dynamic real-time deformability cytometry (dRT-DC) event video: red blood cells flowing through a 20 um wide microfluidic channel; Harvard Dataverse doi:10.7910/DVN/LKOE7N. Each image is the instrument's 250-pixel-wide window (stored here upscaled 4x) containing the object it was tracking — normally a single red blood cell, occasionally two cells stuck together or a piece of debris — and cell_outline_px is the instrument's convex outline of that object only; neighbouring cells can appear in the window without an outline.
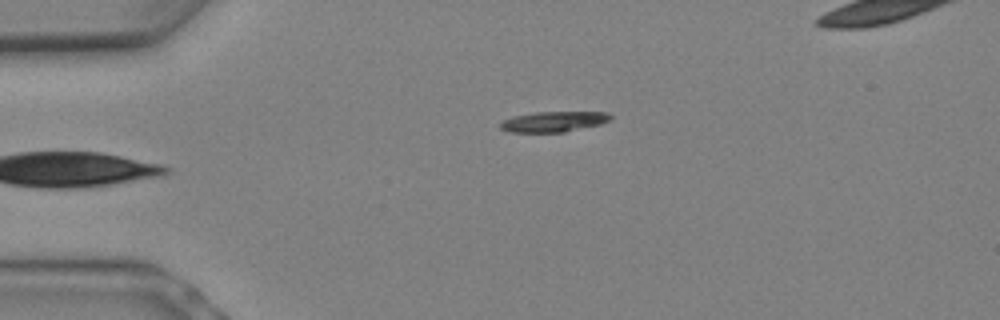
{"species": "Egyptian fruit bat (a non-hibernating species)", "species_latin": "Rousettus aegyptiacus", "temperature_condition": "warm", "stored_images_in_passage": 7, "segment_of_instrument_passage": [2, 2], "camera_frame_rate_fps": 3000, "um_per_image_px": 0.085, "animal": {"sex": "female"}, "frame": {"image": 1, "passage_image": 7, "time_ms": 2.0, "image_size_px": [1000, 320], "cell_outline_px": [[612, 120], [600, 124], [564, 132], [508, 132], [500, 128], [500, 124], [504, 120], [512, 116], [532, 112], [608, 112], [612, 116]], "centroid_in_image_um": [47.06, 10.33], "position_along_channel_um": 37.9, "area_um2": 13.18}}